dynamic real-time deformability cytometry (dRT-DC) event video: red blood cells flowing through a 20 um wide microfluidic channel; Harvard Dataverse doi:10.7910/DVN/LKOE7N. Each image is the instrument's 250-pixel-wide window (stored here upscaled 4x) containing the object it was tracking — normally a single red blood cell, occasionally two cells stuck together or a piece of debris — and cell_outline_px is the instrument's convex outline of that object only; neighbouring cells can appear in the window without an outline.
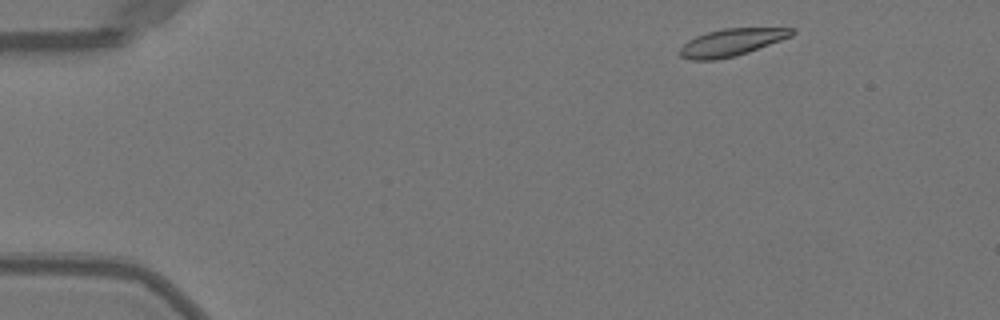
{"species": "Egyptian fruit bat (a non-hibernating species)", "species_latin": "Rousettus aegyptiacus", "temperature_condition": "warm", "stored_images_in_passage": 46, "camera_frame_rate_fps": 3000, "um_per_image_px": 0.085, "animal": {"sex": "female"}, "frame": {"image": 1, "passage_image": 2, "time_ms": 0.333, "image_size_px": [1000, 320], "cell_outline_px": [[796, 32], [792, 36], [748, 52], [716, 60], [692, 60], [680, 56], [680, 48], [688, 40], [696, 36], [708, 32], [724, 28], [796, 28]], "centroid_in_image_um": [62.19, 3.59], "position_along_channel_um": 22.8, "area_um2": 17.63}}
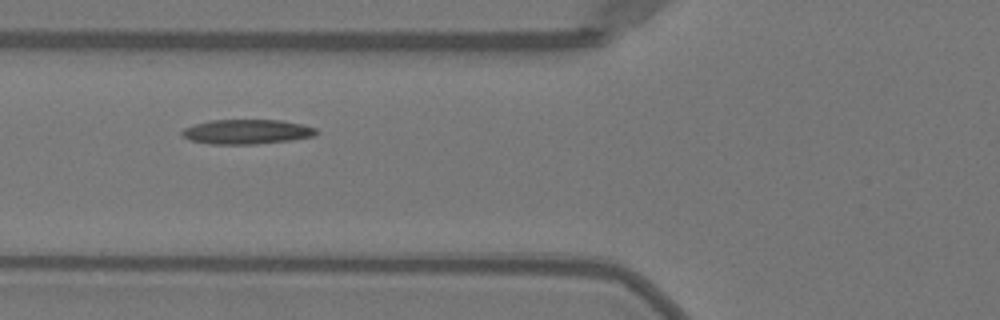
{"frame": {"image": 2, "passage_image": 15, "time_ms": 4.667, "image_size_px": [1000, 320], "cell_outline_px": [[320, 132], [316, 136], [292, 140], [256, 144], [208, 144], [188, 140], [180, 132], [184, 128], [196, 124], [212, 120], [280, 120], [300, 124], [316, 128]], "centroid_in_image_um": [21.0, 11.21], "position_along_channel_um": 104.8, "area_um2": 19.36}}
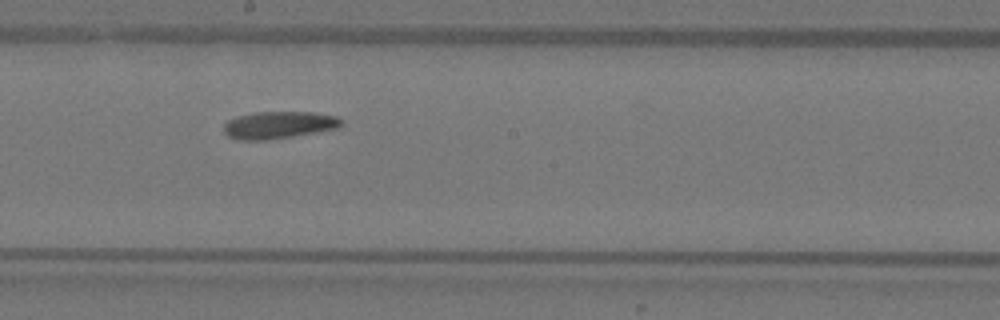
{"frame": {"image": 3, "passage_image": 24, "time_ms": 7.667, "image_size_px": [1000, 320], "cell_outline_px": [[344, 124], [336, 128], [292, 136], [268, 140], [240, 140], [228, 136], [224, 132], [224, 124], [228, 120], [240, 116], [256, 112], [312, 112], [336, 116], [344, 120]], "centroid_in_image_um": [23.7, 10.62], "position_along_channel_um": 224.5, "area_um2": 18.5}, "authors_computed_cell_mechanics": {"area_um2": 18.3515, "velocity_mm_per_s": 3.9909, "shape_relaxation_time_tau1_ms": 9.8127, "shape_relaxation_time_tau2_ms": 11.1923, "deformation_change_tau1": 0.1882, "deformation_change_tau2": 0.169}}